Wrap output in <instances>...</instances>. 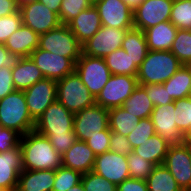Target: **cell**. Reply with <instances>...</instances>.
Listing matches in <instances>:
<instances>
[{"instance_id":"obj_44","label":"cell","mask_w":191,"mask_h":191,"mask_svg":"<svg viewBox=\"0 0 191 191\" xmlns=\"http://www.w3.org/2000/svg\"><path fill=\"white\" fill-rule=\"evenodd\" d=\"M110 136L111 130L108 127L103 130V135H95L87 139L85 142L96 155H99L110 150Z\"/></svg>"},{"instance_id":"obj_34","label":"cell","mask_w":191,"mask_h":191,"mask_svg":"<svg viewBox=\"0 0 191 191\" xmlns=\"http://www.w3.org/2000/svg\"><path fill=\"white\" fill-rule=\"evenodd\" d=\"M170 51L183 65L191 61V31L178 29Z\"/></svg>"},{"instance_id":"obj_28","label":"cell","mask_w":191,"mask_h":191,"mask_svg":"<svg viewBox=\"0 0 191 191\" xmlns=\"http://www.w3.org/2000/svg\"><path fill=\"white\" fill-rule=\"evenodd\" d=\"M163 84L174 101L191 96V73L185 65Z\"/></svg>"},{"instance_id":"obj_50","label":"cell","mask_w":191,"mask_h":191,"mask_svg":"<svg viewBox=\"0 0 191 191\" xmlns=\"http://www.w3.org/2000/svg\"><path fill=\"white\" fill-rule=\"evenodd\" d=\"M19 11L16 0H0V18Z\"/></svg>"},{"instance_id":"obj_43","label":"cell","mask_w":191,"mask_h":191,"mask_svg":"<svg viewBox=\"0 0 191 191\" xmlns=\"http://www.w3.org/2000/svg\"><path fill=\"white\" fill-rule=\"evenodd\" d=\"M47 137L54 149L63 155L77 140L75 134L39 133Z\"/></svg>"},{"instance_id":"obj_7","label":"cell","mask_w":191,"mask_h":191,"mask_svg":"<svg viewBox=\"0 0 191 191\" xmlns=\"http://www.w3.org/2000/svg\"><path fill=\"white\" fill-rule=\"evenodd\" d=\"M75 72L95 98L112 75L104 58L91 57L83 53L75 63Z\"/></svg>"},{"instance_id":"obj_24","label":"cell","mask_w":191,"mask_h":191,"mask_svg":"<svg viewBox=\"0 0 191 191\" xmlns=\"http://www.w3.org/2000/svg\"><path fill=\"white\" fill-rule=\"evenodd\" d=\"M178 29L164 21L144 31L148 49L151 51H170Z\"/></svg>"},{"instance_id":"obj_14","label":"cell","mask_w":191,"mask_h":191,"mask_svg":"<svg viewBox=\"0 0 191 191\" xmlns=\"http://www.w3.org/2000/svg\"><path fill=\"white\" fill-rule=\"evenodd\" d=\"M174 0H144L134 11V28L143 32L169 21Z\"/></svg>"},{"instance_id":"obj_35","label":"cell","mask_w":191,"mask_h":191,"mask_svg":"<svg viewBox=\"0 0 191 191\" xmlns=\"http://www.w3.org/2000/svg\"><path fill=\"white\" fill-rule=\"evenodd\" d=\"M175 123L180 132L185 136L191 130V96L174 101Z\"/></svg>"},{"instance_id":"obj_36","label":"cell","mask_w":191,"mask_h":191,"mask_svg":"<svg viewBox=\"0 0 191 191\" xmlns=\"http://www.w3.org/2000/svg\"><path fill=\"white\" fill-rule=\"evenodd\" d=\"M128 162V169L130 173V178H135L139 180H146L147 177L153 171L155 165L135 152H131L126 156Z\"/></svg>"},{"instance_id":"obj_1","label":"cell","mask_w":191,"mask_h":191,"mask_svg":"<svg viewBox=\"0 0 191 191\" xmlns=\"http://www.w3.org/2000/svg\"><path fill=\"white\" fill-rule=\"evenodd\" d=\"M19 145L25 170H57L62 166V157L50 140L35 130L22 135Z\"/></svg>"},{"instance_id":"obj_9","label":"cell","mask_w":191,"mask_h":191,"mask_svg":"<svg viewBox=\"0 0 191 191\" xmlns=\"http://www.w3.org/2000/svg\"><path fill=\"white\" fill-rule=\"evenodd\" d=\"M74 114L58 100L49 105L35 122L37 133L75 134Z\"/></svg>"},{"instance_id":"obj_23","label":"cell","mask_w":191,"mask_h":191,"mask_svg":"<svg viewBox=\"0 0 191 191\" xmlns=\"http://www.w3.org/2000/svg\"><path fill=\"white\" fill-rule=\"evenodd\" d=\"M39 35L28 26L22 24L5 42V46L12 54L21 58L30 57L38 47Z\"/></svg>"},{"instance_id":"obj_4","label":"cell","mask_w":191,"mask_h":191,"mask_svg":"<svg viewBox=\"0 0 191 191\" xmlns=\"http://www.w3.org/2000/svg\"><path fill=\"white\" fill-rule=\"evenodd\" d=\"M57 100L73 114L95 104V97L75 71L57 81Z\"/></svg>"},{"instance_id":"obj_38","label":"cell","mask_w":191,"mask_h":191,"mask_svg":"<svg viewBox=\"0 0 191 191\" xmlns=\"http://www.w3.org/2000/svg\"><path fill=\"white\" fill-rule=\"evenodd\" d=\"M93 5L90 0H62L59 9V18L62 24L67 25L83 10Z\"/></svg>"},{"instance_id":"obj_18","label":"cell","mask_w":191,"mask_h":191,"mask_svg":"<svg viewBox=\"0 0 191 191\" xmlns=\"http://www.w3.org/2000/svg\"><path fill=\"white\" fill-rule=\"evenodd\" d=\"M175 104L154 106L150 119L154 125L155 132L169 144H180L184 142V135L175 123Z\"/></svg>"},{"instance_id":"obj_27","label":"cell","mask_w":191,"mask_h":191,"mask_svg":"<svg viewBox=\"0 0 191 191\" xmlns=\"http://www.w3.org/2000/svg\"><path fill=\"white\" fill-rule=\"evenodd\" d=\"M170 146L171 144L165 141L160 135L155 134L144 143H141L140 146L134 148L133 152L156 166L163 164Z\"/></svg>"},{"instance_id":"obj_47","label":"cell","mask_w":191,"mask_h":191,"mask_svg":"<svg viewBox=\"0 0 191 191\" xmlns=\"http://www.w3.org/2000/svg\"><path fill=\"white\" fill-rule=\"evenodd\" d=\"M16 90L12 80V69L2 66L0 68V99Z\"/></svg>"},{"instance_id":"obj_21","label":"cell","mask_w":191,"mask_h":191,"mask_svg":"<svg viewBox=\"0 0 191 191\" xmlns=\"http://www.w3.org/2000/svg\"><path fill=\"white\" fill-rule=\"evenodd\" d=\"M67 25L81 45L91 39L102 27L98 10L94 4L83 10Z\"/></svg>"},{"instance_id":"obj_15","label":"cell","mask_w":191,"mask_h":191,"mask_svg":"<svg viewBox=\"0 0 191 191\" xmlns=\"http://www.w3.org/2000/svg\"><path fill=\"white\" fill-rule=\"evenodd\" d=\"M30 116L36 121L57 100V81L44 78L24 90Z\"/></svg>"},{"instance_id":"obj_41","label":"cell","mask_w":191,"mask_h":191,"mask_svg":"<svg viewBox=\"0 0 191 191\" xmlns=\"http://www.w3.org/2000/svg\"><path fill=\"white\" fill-rule=\"evenodd\" d=\"M20 11L0 18V43L5 44L7 39L22 25Z\"/></svg>"},{"instance_id":"obj_20","label":"cell","mask_w":191,"mask_h":191,"mask_svg":"<svg viewBox=\"0 0 191 191\" xmlns=\"http://www.w3.org/2000/svg\"><path fill=\"white\" fill-rule=\"evenodd\" d=\"M61 157L63 167L85 174L93 170L96 154L85 141L76 140Z\"/></svg>"},{"instance_id":"obj_49","label":"cell","mask_w":191,"mask_h":191,"mask_svg":"<svg viewBox=\"0 0 191 191\" xmlns=\"http://www.w3.org/2000/svg\"><path fill=\"white\" fill-rule=\"evenodd\" d=\"M21 57L17 54H12L8 51L5 44L0 43V68L2 66L12 69L18 64Z\"/></svg>"},{"instance_id":"obj_52","label":"cell","mask_w":191,"mask_h":191,"mask_svg":"<svg viewBox=\"0 0 191 191\" xmlns=\"http://www.w3.org/2000/svg\"><path fill=\"white\" fill-rule=\"evenodd\" d=\"M133 11L144 1V0H123Z\"/></svg>"},{"instance_id":"obj_48","label":"cell","mask_w":191,"mask_h":191,"mask_svg":"<svg viewBox=\"0 0 191 191\" xmlns=\"http://www.w3.org/2000/svg\"><path fill=\"white\" fill-rule=\"evenodd\" d=\"M117 191H148V185L146 180L128 178L117 186Z\"/></svg>"},{"instance_id":"obj_51","label":"cell","mask_w":191,"mask_h":191,"mask_svg":"<svg viewBox=\"0 0 191 191\" xmlns=\"http://www.w3.org/2000/svg\"><path fill=\"white\" fill-rule=\"evenodd\" d=\"M37 1L43 3L48 9L59 15V9L62 0H37Z\"/></svg>"},{"instance_id":"obj_5","label":"cell","mask_w":191,"mask_h":191,"mask_svg":"<svg viewBox=\"0 0 191 191\" xmlns=\"http://www.w3.org/2000/svg\"><path fill=\"white\" fill-rule=\"evenodd\" d=\"M38 48L70 58L74 63L82 54V45L65 24L39 35Z\"/></svg>"},{"instance_id":"obj_16","label":"cell","mask_w":191,"mask_h":191,"mask_svg":"<svg viewBox=\"0 0 191 191\" xmlns=\"http://www.w3.org/2000/svg\"><path fill=\"white\" fill-rule=\"evenodd\" d=\"M30 59L38 66L45 78L55 81L63 79L75 71V63L67 57L36 48Z\"/></svg>"},{"instance_id":"obj_2","label":"cell","mask_w":191,"mask_h":191,"mask_svg":"<svg viewBox=\"0 0 191 191\" xmlns=\"http://www.w3.org/2000/svg\"><path fill=\"white\" fill-rule=\"evenodd\" d=\"M182 63L171 51L149 50L142 64L138 67L139 84H163L182 67Z\"/></svg>"},{"instance_id":"obj_46","label":"cell","mask_w":191,"mask_h":191,"mask_svg":"<svg viewBox=\"0 0 191 191\" xmlns=\"http://www.w3.org/2000/svg\"><path fill=\"white\" fill-rule=\"evenodd\" d=\"M21 135L13 129L4 128L0 124V153L11 150L20 143Z\"/></svg>"},{"instance_id":"obj_8","label":"cell","mask_w":191,"mask_h":191,"mask_svg":"<svg viewBox=\"0 0 191 191\" xmlns=\"http://www.w3.org/2000/svg\"><path fill=\"white\" fill-rule=\"evenodd\" d=\"M138 85L136 76L111 75L108 82L95 98V103L107 109L120 107Z\"/></svg>"},{"instance_id":"obj_42","label":"cell","mask_w":191,"mask_h":191,"mask_svg":"<svg viewBox=\"0 0 191 191\" xmlns=\"http://www.w3.org/2000/svg\"><path fill=\"white\" fill-rule=\"evenodd\" d=\"M141 85L147 96L150 98L154 106L167 105L174 100L170 97L169 93L164 87V84H139Z\"/></svg>"},{"instance_id":"obj_13","label":"cell","mask_w":191,"mask_h":191,"mask_svg":"<svg viewBox=\"0 0 191 191\" xmlns=\"http://www.w3.org/2000/svg\"><path fill=\"white\" fill-rule=\"evenodd\" d=\"M19 11L22 23L38 35L47 33L62 24L59 15L39 1L25 4L19 7Z\"/></svg>"},{"instance_id":"obj_30","label":"cell","mask_w":191,"mask_h":191,"mask_svg":"<svg viewBox=\"0 0 191 191\" xmlns=\"http://www.w3.org/2000/svg\"><path fill=\"white\" fill-rule=\"evenodd\" d=\"M140 118L128 113L123 106L109 109V128L112 132L128 136Z\"/></svg>"},{"instance_id":"obj_3","label":"cell","mask_w":191,"mask_h":191,"mask_svg":"<svg viewBox=\"0 0 191 191\" xmlns=\"http://www.w3.org/2000/svg\"><path fill=\"white\" fill-rule=\"evenodd\" d=\"M35 120L30 116L24 91L14 90L0 99V124L15 130L21 136L35 129Z\"/></svg>"},{"instance_id":"obj_39","label":"cell","mask_w":191,"mask_h":191,"mask_svg":"<svg viewBox=\"0 0 191 191\" xmlns=\"http://www.w3.org/2000/svg\"><path fill=\"white\" fill-rule=\"evenodd\" d=\"M156 134L154 125L150 119L142 118L138 121V125H136L135 129H133L129 135L127 136L130 144L133 149L140 146L141 143H144L147 139L154 136Z\"/></svg>"},{"instance_id":"obj_55","label":"cell","mask_w":191,"mask_h":191,"mask_svg":"<svg viewBox=\"0 0 191 191\" xmlns=\"http://www.w3.org/2000/svg\"><path fill=\"white\" fill-rule=\"evenodd\" d=\"M184 142L191 147V130L185 134Z\"/></svg>"},{"instance_id":"obj_11","label":"cell","mask_w":191,"mask_h":191,"mask_svg":"<svg viewBox=\"0 0 191 191\" xmlns=\"http://www.w3.org/2000/svg\"><path fill=\"white\" fill-rule=\"evenodd\" d=\"M128 30L130 29H117L102 25L97 33L82 45V53L91 57L105 58L121 48Z\"/></svg>"},{"instance_id":"obj_12","label":"cell","mask_w":191,"mask_h":191,"mask_svg":"<svg viewBox=\"0 0 191 191\" xmlns=\"http://www.w3.org/2000/svg\"><path fill=\"white\" fill-rule=\"evenodd\" d=\"M94 6L98 10L101 24L117 29H133V10L123 0H97Z\"/></svg>"},{"instance_id":"obj_37","label":"cell","mask_w":191,"mask_h":191,"mask_svg":"<svg viewBox=\"0 0 191 191\" xmlns=\"http://www.w3.org/2000/svg\"><path fill=\"white\" fill-rule=\"evenodd\" d=\"M82 174L73 169L60 166L55 173L52 191H67L81 182Z\"/></svg>"},{"instance_id":"obj_6","label":"cell","mask_w":191,"mask_h":191,"mask_svg":"<svg viewBox=\"0 0 191 191\" xmlns=\"http://www.w3.org/2000/svg\"><path fill=\"white\" fill-rule=\"evenodd\" d=\"M109 127V109L94 104L74 114L73 130L77 140L86 141L95 135H103Z\"/></svg>"},{"instance_id":"obj_17","label":"cell","mask_w":191,"mask_h":191,"mask_svg":"<svg viewBox=\"0 0 191 191\" xmlns=\"http://www.w3.org/2000/svg\"><path fill=\"white\" fill-rule=\"evenodd\" d=\"M92 171L116 186L121 184L125 179L130 178L126 156L110 150L103 154L96 155Z\"/></svg>"},{"instance_id":"obj_32","label":"cell","mask_w":191,"mask_h":191,"mask_svg":"<svg viewBox=\"0 0 191 191\" xmlns=\"http://www.w3.org/2000/svg\"><path fill=\"white\" fill-rule=\"evenodd\" d=\"M148 191H182L169 170L162 164L156 165L146 179Z\"/></svg>"},{"instance_id":"obj_54","label":"cell","mask_w":191,"mask_h":191,"mask_svg":"<svg viewBox=\"0 0 191 191\" xmlns=\"http://www.w3.org/2000/svg\"><path fill=\"white\" fill-rule=\"evenodd\" d=\"M37 0H16L18 7H21L25 4L35 2Z\"/></svg>"},{"instance_id":"obj_53","label":"cell","mask_w":191,"mask_h":191,"mask_svg":"<svg viewBox=\"0 0 191 191\" xmlns=\"http://www.w3.org/2000/svg\"><path fill=\"white\" fill-rule=\"evenodd\" d=\"M67 191H85L82 183L80 182L79 184L75 185L71 189H68Z\"/></svg>"},{"instance_id":"obj_45","label":"cell","mask_w":191,"mask_h":191,"mask_svg":"<svg viewBox=\"0 0 191 191\" xmlns=\"http://www.w3.org/2000/svg\"><path fill=\"white\" fill-rule=\"evenodd\" d=\"M109 142L110 151L112 152L125 156L133 152V147L130 144L127 136L111 131Z\"/></svg>"},{"instance_id":"obj_26","label":"cell","mask_w":191,"mask_h":191,"mask_svg":"<svg viewBox=\"0 0 191 191\" xmlns=\"http://www.w3.org/2000/svg\"><path fill=\"white\" fill-rule=\"evenodd\" d=\"M121 48L131 57L135 65L139 67L149 52L145 33L136 28L128 30Z\"/></svg>"},{"instance_id":"obj_56","label":"cell","mask_w":191,"mask_h":191,"mask_svg":"<svg viewBox=\"0 0 191 191\" xmlns=\"http://www.w3.org/2000/svg\"><path fill=\"white\" fill-rule=\"evenodd\" d=\"M185 66L188 68V70L191 73V61H189Z\"/></svg>"},{"instance_id":"obj_33","label":"cell","mask_w":191,"mask_h":191,"mask_svg":"<svg viewBox=\"0 0 191 191\" xmlns=\"http://www.w3.org/2000/svg\"><path fill=\"white\" fill-rule=\"evenodd\" d=\"M169 21L177 29L191 31V0H174Z\"/></svg>"},{"instance_id":"obj_19","label":"cell","mask_w":191,"mask_h":191,"mask_svg":"<svg viewBox=\"0 0 191 191\" xmlns=\"http://www.w3.org/2000/svg\"><path fill=\"white\" fill-rule=\"evenodd\" d=\"M23 170V159L20 145L0 153V188L5 191H16L19 174Z\"/></svg>"},{"instance_id":"obj_10","label":"cell","mask_w":191,"mask_h":191,"mask_svg":"<svg viewBox=\"0 0 191 191\" xmlns=\"http://www.w3.org/2000/svg\"><path fill=\"white\" fill-rule=\"evenodd\" d=\"M163 165L169 170L182 191H191L190 146L185 142L169 147Z\"/></svg>"},{"instance_id":"obj_25","label":"cell","mask_w":191,"mask_h":191,"mask_svg":"<svg viewBox=\"0 0 191 191\" xmlns=\"http://www.w3.org/2000/svg\"><path fill=\"white\" fill-rule=\"evenodd\" d=\"M44 78L30 57L21 58L18 64L12 68V80L16 90L24 91Z\"/></svg>"},{"instance_id":"obj_31","label":"cell","mask_w":191,"mask_h":191,"mask_svg":"<svg viewBox=\"0 0 191 191\" xmlns=\"http://www.w3.org/2000/svg\"><path fill=\"white\" fill-rule=\"evenodd\" d=\"M104 59L112 75L137 76L138 67L124 49H117Z\"/></svg>"},{"instance_id":"obj_29","label":"cell","mask_w":191,"mask_h":191,"mask_svg":"<svg viewBox=\"0 0 191 191\" xmlns=\"http://www.w3.org/2000/svg\"><path fill=\"white\" fill-rule=\"evenodd\" d=\"M122 106L128 113L140 119L150 117L154 109L152 101L141 85H138Z\"/></svg>"},{"instance_id":"obj_22","label":"cell","mask_w":191,"mask_h":191,"mask_svg":"<svg viewBox=\"0 0 191 191\" xmlns=\"http://www.w3.org/2000/svg\"><path fill=\"white\" fill-rule=\"evenodd\" d=\"M56 170H25L19 174L16 191H52Z\"/></svg>"},{"instance_id":"obj_40","label":"cell","mask_w":191,"mask_h":191,"mask_svg":"<svg viewBox=\"0 0 191 191\" xmlns=\"http://www.w3.org/2000/svg\"><path fill=\"white\" fill-rule=\"evenodd\" d=\"M81 183L85 191H117L115 184L94 171L82 174Z\"/></svg>"}]
</instances>
